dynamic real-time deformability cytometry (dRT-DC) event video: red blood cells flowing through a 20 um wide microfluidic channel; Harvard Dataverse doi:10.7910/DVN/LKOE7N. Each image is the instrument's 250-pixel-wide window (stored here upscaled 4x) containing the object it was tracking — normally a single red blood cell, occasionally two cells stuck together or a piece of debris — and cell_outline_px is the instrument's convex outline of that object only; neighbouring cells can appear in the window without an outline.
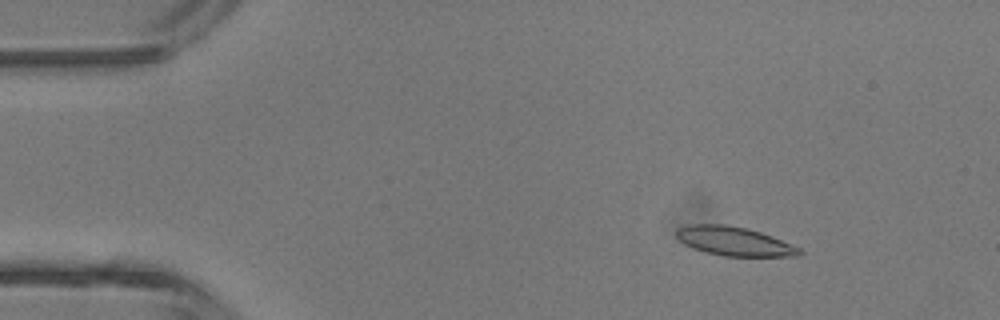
{"species": "common noctule bat (a hibernating species)", "species_latin": "Nyctalus noctula", "temperature_condition": "room temperature", "stored_images_in_passage": 4, "camera_frame_rate_fps": 3000, "um_per_image_px": 0.085, "animal": {"sex": "male", "body_mass_g": 13.3}, "frame": {"image": 1, "passage_image": 2, "time_ms": 1.0, "image_size_px": [1000, 320], "cell_outline_px": [[804, 252], [800, 256], [724, 256], [692, 248], [684, 244], [676, 236], [676, 228], [688, 224], [724, 224], [748, 228], [772, 236], [800, 248]], "centroid_in_image_um": [62.4, 20.5], "position_along_channel_um": 22.6, "area_um2": 20.81}}
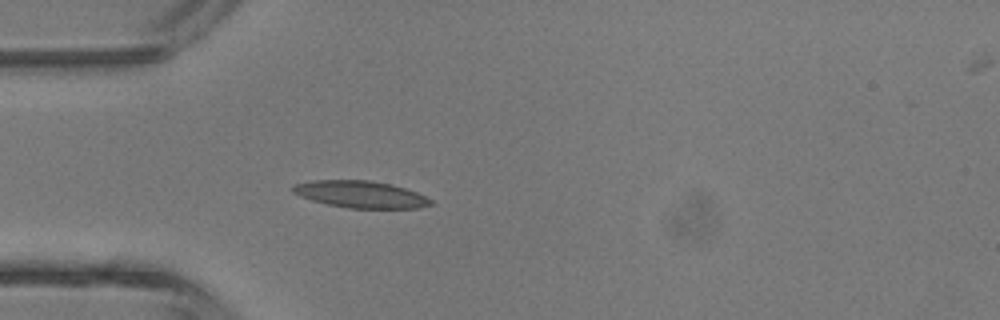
{"frame": {"image": 2, "passage_image": 4, "time_ms": 3.333, "image_size_px": [1000, 320], "cell_outline_px": [[436, 204], [416, 208], [348, 208], [328, 204], [312, 200], [300, 196], [292, 192], [292, 184], [316, 180], [372, 180], [404, 188], [416, 192], [432, 200]], "centroid_in_image_um": [30.64, 16.52], "position_along_channel_um": 54.4, "area_um2": 21.56}}